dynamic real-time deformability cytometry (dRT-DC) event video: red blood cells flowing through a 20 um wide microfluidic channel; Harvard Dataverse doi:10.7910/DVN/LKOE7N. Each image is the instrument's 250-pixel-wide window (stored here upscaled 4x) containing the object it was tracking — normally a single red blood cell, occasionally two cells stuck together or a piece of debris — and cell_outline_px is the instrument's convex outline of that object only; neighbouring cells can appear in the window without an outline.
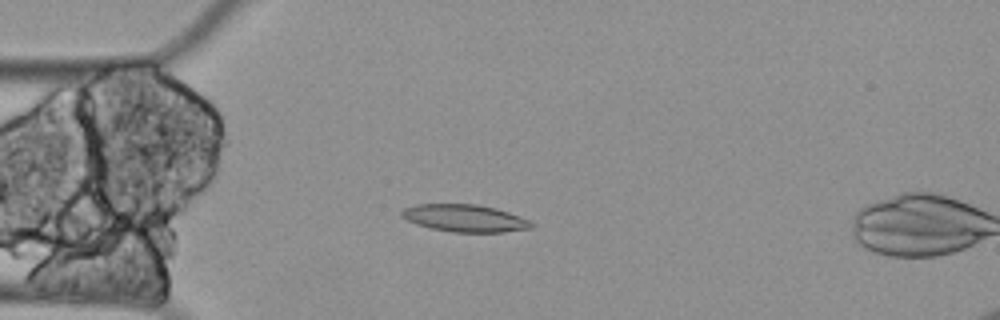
{"species": "Egyptian fruit bat (a non-hibernating species)", "species_latin": "Rousettus aegyptiacus", "temperature_condition": "cold", "stored_images_in_passage": 13, "camera_frame_rate_fps": 3000, "um_per_image_px": 0.085, "animal": {"sex": "female"}, "frame": {"image": 1, "passage_image": 10, "time_ms": 3.0, "image_size_px": [1000, 320], "cell_outline_px": [[536, 224], [532, 228], [504, 232], [452, 232], [432, 228], [416, 224], [400, 216], [400, 212], [404, 208], [416, 204], [476, 204], [496, 208], [532, 220]], "centroid_in_image_um": [39.55, 18.54], "position_along_channel_um": 45.5, "area_um2": 20.81}}